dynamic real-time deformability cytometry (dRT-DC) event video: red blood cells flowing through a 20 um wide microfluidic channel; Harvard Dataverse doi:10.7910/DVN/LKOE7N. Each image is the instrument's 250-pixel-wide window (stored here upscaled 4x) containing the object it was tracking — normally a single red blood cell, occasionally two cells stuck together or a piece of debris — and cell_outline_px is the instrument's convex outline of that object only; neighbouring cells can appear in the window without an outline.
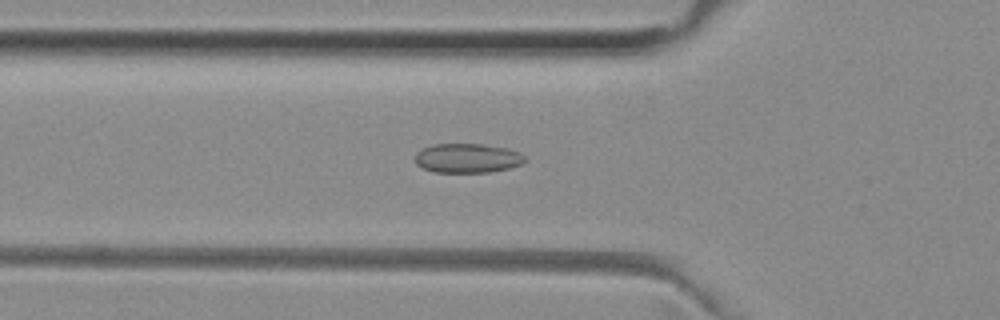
{"species": "common noctule bat (a hibernating species)", "species_latin": "Nyctalus noctula", "temperature_condition": "room temperature", "stored_images_in_passage": 52, "camera_frame_rate_fps": 3000, "um_per_image_px": 0.085, "animal": {"sex": "female", "body_mass_g": 29.2, "forearm_length_mm": 56.3}, "frame": {"image": 1, "passage_image": 18, "time_ms": 5.667, "image_size_px": [1000, 320], "cell_outline_px": [[524, 164], [508, 168], [488, 172], [436, 172], [424, 168], [416, 164], [416, 152], [432, 144], [484, 144], [508, 148], [520, 152], [524, 156]], "centroid_in_image_um": [39.75, 13.43], "position_along_channel_um": 86.0, "area_um2": 18.73}}
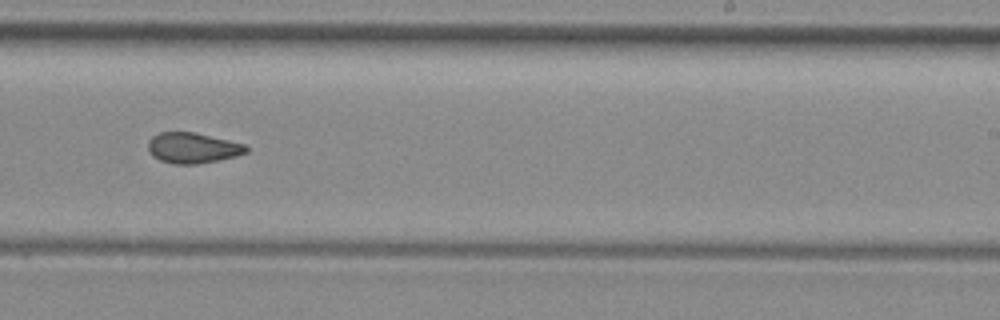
{"frame": {"image": 2, "passage_image": 32, "time_ms": 10.333, "image_size_px": [1000, 320], "cell_outline_px": [[248, 152], [236, 156], [220, 160], [196, 164], [172, 164], [160, 160], [152, 156], [148, 148], [148, 140], [152, 136], [160, 132], [196, 132], [244, 144], [248, 148]], "centroid_in_image_um": [16.37, 12.57], "position_along_channel_um": 272.6, "area_um2": 17.57}}
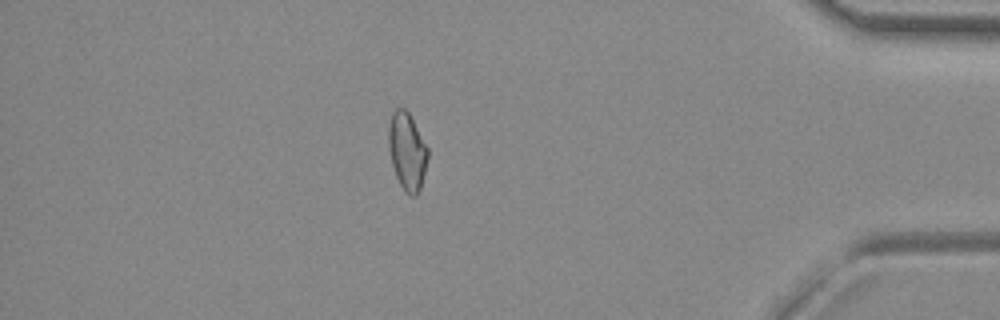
{"frame": {"image": 3, "passage_image": 45, "time_ms": 14.667, "image_size_px": [1000, 320], "cell_outline_px": [[428, 156], [420, 188], [416, 196], [408, 196], [404, 192], [396, 176], [392, 164], [388, 148], [388, 128], [392, 112], [396, 108], [404, 108], [408, 112], [428, 148]], "centroid_in_image_um": [34.58, 12.87], "position_along_channel_um": 400.6, "area_um2": 17.63}, "authors_computed_cell_mechanics": {"area_um2": 18.3515, "velocity_mm_per_s": 3.9886, "shape_relaxation_time_tau1_ms": null, "shape_relaxation_time_tau2_ms": 1.8809, "deformation_change_tau1": null, "deformation_change_tau2": 0.0724}}